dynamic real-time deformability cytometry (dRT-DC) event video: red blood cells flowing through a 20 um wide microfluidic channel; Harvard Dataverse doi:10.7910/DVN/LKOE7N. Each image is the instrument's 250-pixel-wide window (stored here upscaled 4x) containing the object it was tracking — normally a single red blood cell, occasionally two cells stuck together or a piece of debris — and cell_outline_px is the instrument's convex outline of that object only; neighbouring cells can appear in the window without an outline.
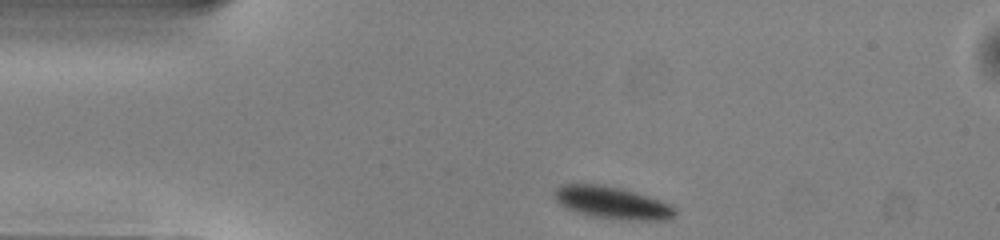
{"species": "common noctule bat (a hibernating species)", "species_latin": "Nyctalus noctula", "temperature_condition": "warm", "stored_images_in_passage": 42, "camera_frame_rate_fps": 3000, "um_per_image_px": 0.085, "animal": {"sex": "male", "body_mass_g": 13.0, "forearm_length_mm": 53.1}, "frame": {"image": 1, "passage_image": 1, "time_ms": 0.0, "image_size_px": [1000, 240], "cell_outline_px": [[676, 212], [672, 216], [664, 220], [620, 220], [588, 216], [564, 208], [552, 196], [552, 192], [560, 184], [604, 184], [636, 192], [672, 204], [676, 208]], "centroid_in_image_um": [51.98, 17.23], "position_along_channel_um": 33.0, "area_um2": 23.12}}
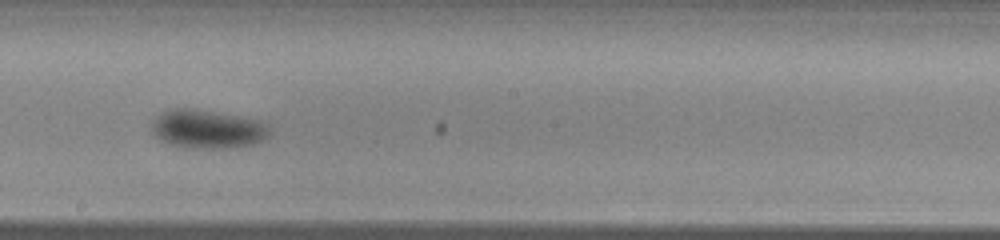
{"frame": {"image": 2, "passage_image": 19, "time_ms": 6.0, "image_size_px": [1000, 240], "cell_outline_px": [[272, 136], [256, 144], [236, 148], [184, 148], [168, 144], [160, 140], [152, 132], [152, 120], [160, 112], [172, 108], [196, 108], [260, 120], [268, 124], [272, 128]], "centroid_in_image_um": [17.69, 10.98], "position_along_channel_um": 230.5, "area_um2": 27.46}}
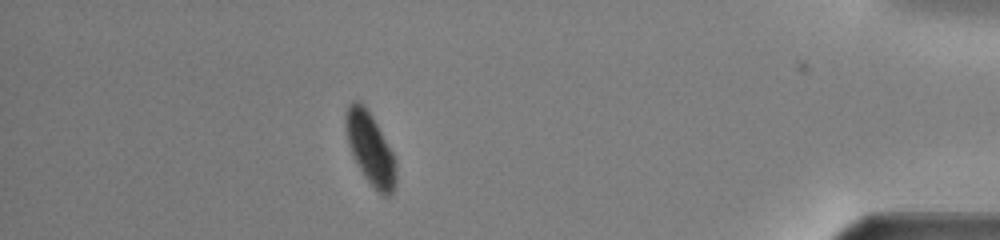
{"frame": {"image": 3, "passage_image": 36, "time_ms": 11.667, "image_size_px": [1000, 240], "cell_outline_px": [[396, 184], [392, 192], [388, 196], [384, 196], [364, 176], [348, 144], [344, 128], [344, 112], [348, 104], [352, 100], [360, 100], [364, 104], [372, 116], [392, 152], [396, 160]], "centroid_in_image_um": [31.44, 12.55], "position_along_channel_um": 403.8, "area_um2": 20.98}, "authors_computed_cell_mechanics": {"area_um2": 24.4783, "velocity_mm_per_s": 3.9674, "shape_relaxation_time_tau1_ms": 2.7906, "shape_relaxation_time_tau2_ms": null, "deformation_change_tau1": 0.0837, "deformation_change_tau2": null}}